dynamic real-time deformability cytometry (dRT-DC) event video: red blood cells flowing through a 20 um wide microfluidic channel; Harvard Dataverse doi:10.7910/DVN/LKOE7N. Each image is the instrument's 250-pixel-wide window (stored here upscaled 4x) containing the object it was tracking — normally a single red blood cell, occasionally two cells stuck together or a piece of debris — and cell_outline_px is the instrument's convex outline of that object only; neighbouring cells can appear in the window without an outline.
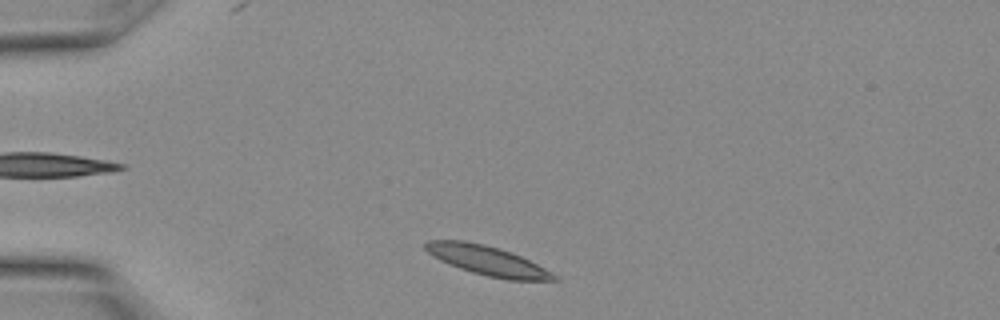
{"species": "Egyptian fruit bat (a non-hibernating species)", "species_latin": "Rousettus aegyptiacus", "temperature_condition": "warm", "stored_images_in_passage": 5, "camera_frame_rate_fps": 3000, "um_per_image_px": 0.085, "animal": {"sex": "female"}, "frame": {"image": 1, "passage_image": 1, "time_ms": 0.0, "image_size_px": [1000, 320], "cell_outline_px": [[560, 280], [508, 280], [488, 276], [472, 272], [460, 268], [440, 260], [432, 256], [424, 248], [424, 244], [428, 240], [464, 240], [484, 244], [500, 248], [512, 252], [552, 272]], "centroid_in_image_um": [41.41, 22.14], "position_along_channel_um": 43.6, "area_um2": 21.91}}
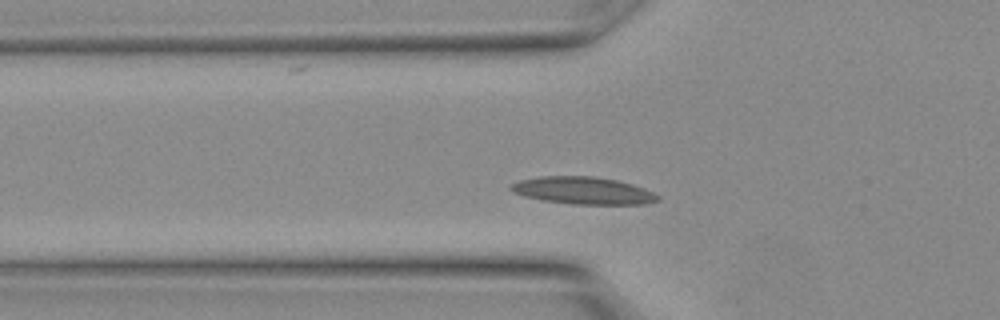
{"frame": {"image": 2, "passage_image": 4, "time_ms": 1.0, "image_size_px": [1000, 320], "cell_outline_px": [[660, 200], [644, 204], [572, 204], [540, 200], [524, 196], [512, 192], [508, 188], [512, 184], [520, 180], [540, 176], [592, 176], [616, 180], [632, 184], [644, 188], [660, 196]], "centroid_in_image_um": [49.55, 16.2], "position_along_channel_um": 76.3, "area_um2": 23.41}}